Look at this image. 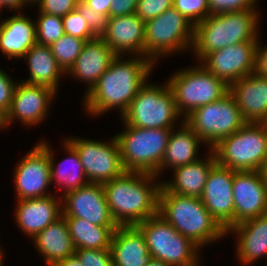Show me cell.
<instances>
[{"label":"cell","mask_w":267,"mask_h":266,"mask_svg":"<svg viewBox=\"0 0 267 266\" xmlns=\"http://www.w3.org/2000/svg\"><path fill=\"white\" fill-rule=\"evenodd\" d=\"M64 149L69 155V158H64L57 167L55 165L54 152L52 153L51 146L49 145V162H50V172H51V183L58 184V188H62V196L67 192L76 190L89 184V181L85 175L80 157L76 149L65 139ZM64 162L70 163V168L64 166ZM66 165V164H65ZM67 168V169H66Z\"/></svg>","instance_id":"30"},{"label":"cell","mask_w":267,"mask_h":266,"mask_svg":"<svg viewBox=\"0 0 267 266\" xmlns=\"http://www.w3.org/2000/svg\"><path fill=\"white\" fill-rule=\"evenodd\" d=\"M64 34L62 17L39 11L36 21L37 43L50 46Z\"/></svg>","instance_id":"33"},{"label":"cell","mask_w":267,"mask_h":266,"mask_svg":"<svg viewBox=\"0 0 267 266\" xmlns=\"http://www.w3.org/2000/svg\"><path fill=\"white\" fill-rule=\"evenodd\" d=\"M257 0H208L209 15L256 10Z\"/></svg>","instance_id":"38"},{"label":"cell","mask_w":267,"mask_h":266,"mask_svg":"<svg viewBox=\"0 0 267 266\" xmlns=\"http://www.w3.org/2000/svg\"><path fill=\"white\" fill-rule=\"evenodd\" d=\"M176 108L185 118L194 109L215 102L229 93V85L202 64L174 73L167 81Z\"/></svg>","instance_id":"7"},{"label":"cell","mask_w":267,"mask_h":266,"mask_svg":"<svg viewBox=\"0 0 267 266\" xmlns=\"http://www.w3.org/2000/svg\"><path fill=\"white\" fill-rule=\"evenodd\" d=\"M137 227L145 237L151 258L171 266H190L200 260L199 247L158 213L140 222Z\"/></svg>","instance_id":"9"},{"label":"cell","mask_w":267,"mask_h":266,"mask_svg":"<svg viewBox=\"0 0 267 266\" xmlns=\"http://www.w3.org/2000/svg\"><path fill=\"white\" fill-rule=\"evenodd\" d=\"M65 34L87 41L97 38L91 31L87 21L75 9L62 17Z\"/></svg>","instance_id":"35"},{"label":"cell","mask_w":267,"mask_h":266,"mask_svg":"<svg viewBox=\"0 0 267 266\" xmlns=\"http://www.w3.org/2000/svg\"><path fill=\"white\" fill-rule=\"evenodd\" d=\"M25 1V3L28 5L29 3L30 4H34L35 5V3H37L39 0H24ZM35 2V3H34Z\"/></svg>","instance_id":"51"},{"label":"cell","mask_w":267,"mask_h":266,"mask_svg":"<svg viewBox=\"0 0 267 266\" xmlns=\"http://www.w3.org/2000/svg\"><path fill=\"white\" fill-rule=\"evenodd\" d=\"M204 143L199 136L182 120L178 131L172 129L166 151L161 163V171L168 168L173 170L176 167L184 166L199 159V145Z\"/></svg>","instance_id":"28"},{"label":"cell","mask_w":267,"mask_h":266,"mask_svg":"<svg viewBox=\"0 0 267 266\" xmlns=\"http://www.w3.org/2000/svg\"><path fill=\"white\" fill-rule=\"evenodd\" d=\"M76 10L87 21L90 31L97 38H101L107 31L109 16L89 8L82 0L78 2Z\"/></svg>","instance_id":"36"},{"label":"cell","mask_w":267,"mask_h":266,"mask_svg":"<svg viewBox=\"0 0 267 266\" xmlns=\"http://www.w3.org/2000/svg\"><path fill=\"white\" fill-rule=\"evenodd\" d=\"M10 75L0 69V111L5 115L9 111L17 81H13Z\"/></svg>","instance_id":"41"},{"label":"cell","mask_w":267,"mask_h":266,"mask_svg":"<svg viewBox=\"0 0 267 266\" xmlns=\"http://www.w3.org/2000/svg\"><path fill=\"white\" fill-rule=\"evenodd\" d=\"M234 225L267 213V185L260 171H234Z\"/></svg>","instance_id":"17"},{"label":"cell","mask_w":267,"mask_h":266,"mask_svg":"<svg viewBox=\"0 0 267 266\" xmlns=\"http://www.w3.org/2000/svg\"><path fill=\"white\" fill-rule=\"evenodd\" d=\"M0 3L2 8L5 7L14 11H21V8L24 7V5H27L24 0H0Z\"/></svg>","instance_id":"45"},{"label":"cell","mask_w":267,"mask_h":266,"mask_svg":"<svg viewBox=\"0 0 267 266\" xmlns=\"http://www.w3.org/2000/svg\"><path fill=\"white\" fill-rule=\"evenodd\" d=\"M199 261H200V260H198L195 264L190 265V266H200Z\"/></svg>","instance_id":"52"},{"label":"cell","mask_w":267,"mask_h":266,"mask_svg":"<svg viewBox=\"0 0 267 266\" xmlns=\"http://www.w3.org/2000/svg\"><path fill=\"white\" fill-rule=\"evenodd\" d=\"M55 266H85V265L82 264L81 260L74 253L73 255L68 256L62 261H59Z\"/></svg>","instance_id":"46"},{"label":"cell","mask_w":267,"mask_h":266,"mask_svg":"<svg viewBox=\"0 0 267 266\" xmlns=\"http://www.w3.org/2000/svg\"><path fill=\"white\" fill-rule=\"evenodd\" d=\"M89 8L99 11L110 18V4L112 0H82Z\"/></svg>","instance_id":"44"},{"label":"cell","mask_w":267,"mask_h":266,"mask_svg":"<svg viewBox=\"0 0 267 266\" xmlns=\"http://www.w3.org/2000/svg\"><path fill=\"white\" fill-rule=\"evenodd\" d=\"M233 179L234 170L216 163L200 197L205 208L226 231L234 226Z\"/></svg>","instance_id":"16"},{"label":"cell","mask_w":267,"mask_h":266,"mask_svg":"<svg viewBox=\"0 0 267 266\" xmlns=\"http://www.w3.org/2000/svg\"><path fill=\"white\" fill-rule=\"evenodd\" d=\"M66 140L76 149L89 183L103 184L126 172L115 136L108 143L77 137Z\"/></svg>","instance_id":"12"},{"label":"cell","mask_w":267,"mask_h":266,"mask_svg":"<svg viewBox=\"0 0 267 266\" xmlns=\"http://www.w3.org/2000/svg\"><path fill=\"white\" fill-rule=\"evenodd\" d=\"M238 236L237 258L244 265L266 255L267 257V213L245 220L226 232Z\"/></svg>","instance_id":"25"},{"label":"cell","mask_w":267,"mask_h":266,"mask_svg":"<svg viewBox=\"0 0 267 266\" xmlns=\"http://www.w3.org/2000/svg\"><path fill=\"white\" fill-rule=\"evenodd\" d=\"M3 256H4V255H3V251H2V248H1V246H0V266H4V265H3V260H4V259H3V258H4Z\"/></svg>","instance_id":"50"},{"label":"cell","mask_w":267,"mask_h":266,"mask_svg":"<svg viewBox=\"0 0 267 266\" xmlns=\"http://www.w3.org/2000/svg\"><path fill=\"white\" fill-rule=\"evenodd\" d=\"M211 150L218 165L234 171H260L267 158V124L246 122Z\"/></svg>","instance_id":"5"},{"label":"cell","mask_w":267,"mask_h":266,"mask_svg":"<svg viewBox=\"0 0 267 266\" xmlns=\"http://www.w3.org/2000/svg\"><path fill=\"white\" fill-rule=\"evenodd\" d=\"M85 43L83 39L64 34L50 45L53 56L65 74L82 52Z\"/></svg>","instance_id":"32"},{"label":"cell","mask_w":267,"mask_h":266,"mask_svg":"<svg viewBox=\"0 0 267 266\" xmlns=\"http://www.w3.org/2000/svg\"><path fill=\"white\" fill-rule=\"evenodd\" d=\"M75 249H110L118 226L93 225L85 219L64 217Z\"/></svg>","instance_id":"31"},{"label":"cell","mask_w":267,"mask_h":266,"mask_svg":"<svg viewBox=\"0 0 267 266\" xmlns=\"http://www.w3.org/2000/svg\"><path fill=\"white\" fill-rule=\"evenodd\" d=\"M173 7L194 26L209 16L208 0H174Z\"/></svg>","instance_id":"34"},{"label":"cell","mask_w":267,"mask_h":266,"mask_svg":"<svg viewBox=\"0 0 267 266\" xmlns=\"http://www.w3.org/2000/svg\"><path fill=\"white\" fill-rule=\"evenodd\" d=\"M245 122H267V77L252 73L229 85Z\"/></svg>","instance_id":"20"},{"label":"cell","mask_w":267,"mask_h":266,"mask_svg":"<svg viewBox=\"0 0 267 266\" xmlns=\"http://www.w3.org/2000/svg\"><path fill=\"white\" fill-rule=\"evenodd\" d=\"M22 14L13 13L12 17L0 21V50L8 59L23 58L37 43L36 24Z\"/></svg>","instance_id":"24"},{"label":"cell","mask_w":267,"mask_h":266,"mask_svg":"<svg viewBox=\"0 0 267 266\" xmlns=\"http://www.w3.org/2000/svg\"><path fill=\"white\" fill-rule=\"evenodd\" d=\"M110 252L113 266H145L151 258L145 237L137 226H118Z\"/></svg>","instance_id":"23"},{"label":"cell","mask_w":267,"mask_h":266,"mask_svg":"<svg viewBox=\"0 0 267 266\" xmlns=\"http://www.w3.org/2000/svg\"><path fill=\"white\" fill-rule=\"evenodd\" d=\"M61 197L55 195L17 200L15 220L27 236L33 238L62 216Z\"/></svg>","instance_id":"21"},{"label":"cell","mask_w":267,"mask_h":266,"mask_svg":"<svg viewBox=\"0 0 267 266\" xmlns=\"http://www.w3.org/2000/svg\"><path fill=\"white\" fill-rule=\"evenodd\" d=\"M138 0H112L110 4V18L134 14Z\"/></svg>","instance_id":"42"},{"label":"cell","mask_w":267,"mask_h":266,"mask_svg":"<svg viewBox=\"0 0 267 266\" xmlns=\"http://www.w3.org/2000/svg\"><path fill=\"white\" fill-rule=\"evenodd\" d=\"M55 95L56 92L49 87L18 81L10 109L5 115L6 126H10L15 119L27 126H37L47 116Z\"/></svg>","instance_id":"18"},{"label":"cell","mask_w":267,"mask_h":266,"mask_svg":"<svg viewBox=\"0 0 267 266\" xmlns=\"http://www.w3.org/2000/svg\"><path fill=\"white\" fill-rule=\"evenodd\" d=\"M257 10L211 14L195 25L192 52L198 61L207 54L244 41H258Z\"/></svg>","instance_id":"4"},{"label":"cell","mask_w":267,"mask_h":266,"mask_svg":"<svg viewBox=\"0 0 267 266\" xmlns=\"http://www.w3.org/2000/svg\"><path fill=\"white\" fill-rule=\"evenodd\" d=\"M75 254L85 266H113L110 249H76Z\"/></svg>","instance_id":"39"},{"label":"cell","mask_w":267,"mask_h":266,"mask_svg":"<svg viewBox=\"0 0 267 266\" xmlns=\"http://www.w3.org/2000/svg\"><path fill=\"white\" fill-rule=\"evenodd\" d=\"M179 114L168 84H146L138 91L128 109L122 114L124 124L155 129H174Z\"/></svg>","instance_id":"8"},{"label":"cell","mask_w":267,"mask_h":266,"mask_svg":"<svg viewBox=\"0 0 267 266\" xmlns=\"http://www.w3.org/2000/svg\"><path fill=\"white\" fill-rule=\"evenodd\" d=\"M33 239L47 266H55L59 261L73 255L76 250L63 216L40 231Z\"/></svg>","instance_id":"27"},{"label":"cell","mask_w":267,"mask_h":266,"mask_svg":"<svg viewBox=\"0 0 267 266\" xmlns=\"http://www.w3.org/2000/svg\"><path fill=\"white\" fill-rule=\"evenodd\" d=\"M80 0H39V11L63 17L74 11Z\"/></svg>","instance_id":"40"},{"label":"cell","mask_w":267,"mask_h":266,"mask_svg":"<svg viewBox=\"0 0 267 266\" xmlns=\"http://www.w3.org/2000/svg\"><path fill=\"white\" fill-rule=\"evenodd\" d=\"M101 39L116 55L130 53L145 57V22L135 13L109 18L107 31Z\"/></svg>","instance_id":"19"},{"label":"cell","mask_w":267,"mask_h":266,"mask_svg":"<svg viewBox=\"0 0 267 266\" xmlns=\"http://www.w3.org/2000/svg\"><path fill=\"white\" fill-rule=\"evenodd\" d=\"M61 197L63 217L85 219L93 225L117 226L108 208L102 184L89 183Z\"/></svg>","instance_id":"15"},{"label":"cell","mask_w":267,"mask_h":266,"mask_svg":"<svg viewBox=\"0 0 267 266\" xmlns=\"http://www.w3.org/2000/svg\"><path fill=\"white\" fill-rule=\"evenodd\" d=\"M182 119L210 149L246 123L230 93L218 101L194 109Z\"/></svg>","instance_id":"11"},{"label":"cell","mask_w":267,"mask_h":266,"mask_svg":"<svg viewBox=\"0 0 267 266\" xmlns=\"http://www.w3.org/2000/svg\"><path fill=\"white\" fill-rule=\"evenodd\" d=\"M35 145L15 166L14 188H16L17 200L52 195L49 191V194L46 192L52 184L49 144L40 141Z\"/></svg>","instance_id":"13"},{"label":"cell","mask_w":267,"mask_h":266,"mask_svg":"<svg viewBox=\"0 0 267 266\" xmlns=\"http://www.w3.org/2000/svg\"><path fill=\"white\" fill-rule=\"evenodd\" d=\"M260 43V41L257 43L254 73L261 77H267V45L262 47Z\"/></svg>","instance_id":"43"},{"label":"cell","mask_w":267,"mask_h":266,"mask_svg":"<svg viewBox=\"0 0 267 266\" xmlns=\"http://www.w3.org/2000/svg\"><path fill=\"white\" fill-rule=\"evenodd\" d=\"M158 214L200 249L227 234L199 197L171 193L163 185L159 192Z\"/></svg>","instance_id":"3"},{"label":"cell","mask_w":267,"mask_h":266,"mask_svg":"<svg viewBox=\"0 0 267 266\" xmlns=\"http://www.w3.org/2000/svg\"><path fill=\"white\" fill-rule=\"evenodd\" d=\"M205 159H198L195 162L174 168L172 181H164L162 185L171 193L184 196L201 197L208 174L216 164L214 152L209 149Z\"/></svg>","instance_id":"26"},{"label":"cell","mask_w":267,"mask_h":266,"mask_svg":"<svg viewBox=\"0 0 267 266\" xmlns=\"http://www.w3.org/2000/svg\"><path fill=\"white\" fill-rule=\"evenodd\" d=\"M125 127V131L115 135L125 170L157 175L172 129H146L127 124Z\"/></svg>","instance_id":"6"},{"label":"cell","mask_w":267,"mask_h":266,"mask_svg":"<svg viewBox=\"0 0 267 266\" xmlns=\"http://www.w3.org/2000/svg\"><path fill=\"white\" fill-rule=\"evenodd\" d=\"M157 177L152 173L126 171L102 184L117 226H137L158 213L162 181L154 182Z\"/></svg>","instance_id":"2"},{"label":"cell","mask_w":267,"mask_h":266,"mask_svg":"<svg viewBox=\"0 0 267 266\" xmlns=\"http://www.w3.org/2000/svg\"><path fill=\"white\" fill-rule=\"evenodd\" d=\"M5 127H7L5 121V114L2 111H0V129Z\"/></svg>","instance_id":"49"},{"label":"cell","mask_w":267,"mask_h":266,"mask_svg":"<svg viewBox=\"0 0 267 266\" xmlns=\"http://www.w3.org/2000/svg\"><path fill=\"white\" fill-rule=\"evenodd\" d=\"M116 56L113 50L101 38L87 41L74 64L66 72V75L70 74L74 78L87 83L86 94L107 71Z\"/></svg>","instance_id":"22"},{"label":"cell","mask_w":267,"mask_h":266,"mask_svg":"<svg viewBox=\"0 0 267 266\" xmlns=\"http://www.w3.org/2000/svg\"><path fill=\"white\" fill-rule=\"evenodd\" d=\"M145 266H171V265H168L167 263H165L162 260L150 258V260L148 261V263Z\"/></svg>","instance_id":"47"},{"label":"cell","mask_w":267,"mask_h":266,"mask_svg":"<svg viewBox=\"0 0 267 266\" xmlns=\"http://www.w3.org/2000/svg\"><path fill=\"white\" fill-rule=\"evenodd\" d=\"M195 26L174 7L145 22V57L151 62L192 48Z\"/></svg>","instance_id":"10"},{"label":"cell","mask_w":267,"mask_h":266,"mask_svg":"<svg viewBox=\"0 0 267 266\" xmlns=\"http://www.w3.org/2000/svg\"><path fill=\"white\" fill-rule=\"evenodd\" d=\"M257 43L244 41L213 51L200 64L230 85L254 73Z\"/></svg>","instance_id":"14"},{"label":"cell","mask_w":267,"mask_h":266,"mask_svg":"<svg viewBox=\"0 0 267 266\" xmlns=\"http://www.w3.org/2000/svg\"><path fill=\"white\" fill-rule=\"evenodd\" d=\"M23 58L28 60L30 78L21 81L32 85L46 86L57 92L60 75H64L65 72L58 65L50 46L36 43Z\"/></svg>","instance_id":"29"},{"label":"cell","mask_w":267,"mask_h":266,"mask_svg":"<svg viewBox=\"0 0 267 266\" xmlns=\"http://www.w3.org/2000/svg\"><path fill=\"white\" fill-rule=\"evenodd\" d=\"M122 57L117 55L107 71L86 93L84 106L87 113L100 116L112 108H118L122 116L146 84L155 63L144 56H132L125 61Z\"/></svg>","instance_id":"1"},{"label":"cell","mask_w":267,"mask_h":266,"mask_svg":"<svg viewBox=\"0 0 267 266\" xmlns=\"http://www.w3.org/2000/svg\"><path fill=\"white\" fill-rule=\"evenodd\" d=\"M174 0H138L135 14L144 22L173 7Z\"/></svg>","instance_id":"37"},{"label":"cell","mask_w":267,"mask_h":266,"mask_svg":"<svg viewBox=\"0 0 267 266\" xmlns=\"http://www.w3.org/2000/svg\"><path fill=\"white\" fill-rule=\"evenodd\" d=\"M260 173L262 175V178L267 185V158L264 160L263 165L260 169Z\"/></svg>","instance_id":"48"}]
</instances>
